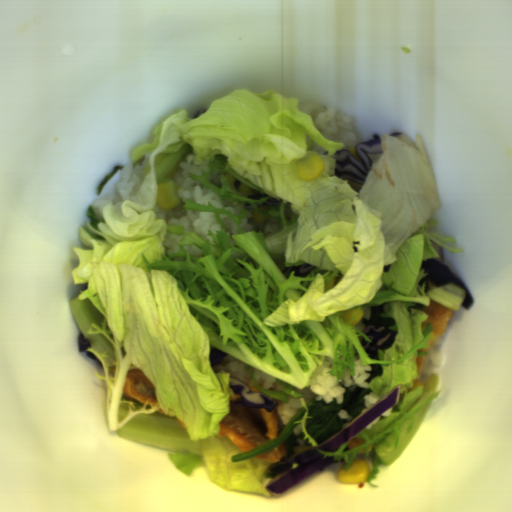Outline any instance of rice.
<instances>
[{"label": "rice", "instance_id": "rice-1", "mask_svg": "<svg viewBox=\"0 0 512 512\" xmlns=\"http://www.w3.org/2000/svg\"><path fill=\"white\" fill-rule=\"evenodd\" d=\"M207 169L208 161L196 160L195 155L186 156V162L179 163V169L174 177L181 204L172 210H162L157 216L159 219H165L168 226L184 227V235L194 232L208 241L212 239L209 231L215 234L216 231H221L222 227L212 211L182 210L187 199L203 205H209L211 202L217 209L225 206L233 214L243 211L245 207L234 201L220 200L219 196L206 189L201 181L189 176H202V171Z\"/></svg>", "mask_w": 512, "mask_h": 512}, {"label": "rice", "instance_id": "rice-2", "mask_svg": "<svg viewBox=\"0 0 512 512\" xmlns=\"http://www.w3.org/2000/svg\"><path fill=\"white\" fill-rule=\"evenodd\" d=\"M354 362L356 364L354 366L355 375H350L348 366L343 379L337 382L336 378L330 374L332 359L325 357L321 366H318L313 372V380L309 384L314 392L313 400L324 401L327 404L335 400L338 404H343L348 388L352 386L371 388V382H367V379L371 375L372 364L363 365L356 352L354 353Z\"/></svg>", "mask_w": 512, "mask_h": 512}, {"label": "rice", "instance_id": "rice-3", "mask_svg": "<svg viewBox=\"0 0 512 512\" xmlns=\"http://www.w3.org/2000/svg\"><path fill=\"white\" fill-rule=\"evenodd\" d=\"M303 113L309 114L314 125L323 137L343 143L341 150H349L359 160L350 118L340 109L332 107H299Z\"/></svg>", "mask_w": 512, "mask_h": 512}, {"label": "rice", "instance_id": "rice-4", "mask_svg": "<svg viewBox=\"0 0 512 512\" xmlns=\"http://www.w3.org/2000/svg\"><path fill=\"white\" fill-rule=\"evenodd\" d=\"M146 177L145 164L134 167L132 160L122 165L121 176L115 185L117 199L99 196L93 200L94 212L97 218H103L105 207L112 203L116 208L121 207L125 200H131L137 196Z\"/></svg>", "mask_w": 512, "mask_h": 512}, {"label": "rice", "instance_id": "rice-5", "mask_svg": "<svg viewBox=\"0 0 512 512\" xmlns=\"http://www.w3.org/2000/svg\"><path fill=\"white\" fill-rule=\"evenodd\" d=\"M212 371L215 372H228L230 377H236L245 383L250 392H261L260 389L253 382L247 365L231 355H226L222 363L211 365Z\"/></svg>", "mask_w": 512, "mask_h": 512}, {"label": "rice", "instance_id": "rice-6", "mask_svg": "<svg viewBox=\"0 0 512 512\" xmlns=\"http://www.w3.org/2000/svg\"><path fill=\"white\" fill-rule=\"evenodd\" d=\"M277 405L275 408L277 423L281 425H287L291 419L302 409V403L299 397L289 396L287 402H283L280 399H272Z\"/></svg>", "mask_w": 512, "mask_h": 512}, {"label": "rice", "instance_id": "rice-7", "mask_svg": "<svg viewBox=\"0 0 512 512\" xmlns=\"http://www.w3.org/2000/svg\"><path fill=\"white\" fill-rule=\"evenodd\" d=\"M249 217H242L239 220L241 230L245 231H262L267 232L270 231V233L277 232L280 230V226L277 224V222L274 220V218H269L268 224H250L248 221Z\"/></svg>", "mask_w": 512, "mask_h": 512}, {"label": "rice", "instance_id": "rice-8", "mask_svg": "<svg viewBox=\"0 0 512 512\" xmlns=\"http://www.w3.org/2000/svg\"><path fill=\"white\" fill-rule=\"evenodd\" d=\"M250 368L252 370V373L254 375L256 382L260 386H262L264 388L273 389V390L283 391L282 385L275 381L276 377L265 374V373L261 372L260 370L253 368L251 366H250Z\"/></svg>", "mask_w": 512, "mask_h": 512}, {"label": "rice", "instance_id": "rice-9", "mask_svg": "<svg viewBox=\"0 0 512 512\" xmlns=\"http://www.w3.org/2000/svg\"><path fill=\"white\" fill-rule=\"evenodd\" d=\"M182 237V234L178 233L167 234L165 236V241L163 245L166 247V255L175 254L176 252H178Z\"/></svg>", "mask_w": 512, "mask_h": 512}, {"label": "rice", "instance_id": "rice-10", "mask_svg": "<svg viewBox=\"0 0 512 512\" xmlns=\"http://www.w3.org/2000/svg\"><path fill=\"white\" fill-rule=\"evenodd\" d=\"M220 218L222 222L227 226L225 227L226 234L231 236L238 233V227L235 221L229 215L225 213H220Z\"/></svg>", "mask_w": 512, "mask_h": 512}, {"label": "rice", "instance_id": "rice-11", "mask_svg": "<svg viewBox=\"0 0 512 512\" xmlns=\"http://www.w3.org/2000/svg\"><path fill=\"white\" fill-rule=\"evenodd\" d=\"M383 399L379 394H374L373 391L371 393H368L364 396V399H363V402L365 404V407L362 411V413L364 411H366L369 407H371L373 404H375L376 402H378L379 400ZM361 413V414H362ZM360 414V415H361Z\"/></svg>", "mask_w": 512, "mask_h": 512}, {"label": "rice", "instance_id": "rice-12", "mask_svg": "<svg viewBox=\"0 0 512 512\" xmlns=\"http://www.w3.org/2000/svg\"><path fill=\"white\" fill-rule=\"evenodd\" d=\"M340 419L342 420L344 426L346 427L350 422H352L357 417L347 413L345 410H340L338 413Z\"/></svg>", "mask_w": 512, "mask_h": 512}, {"label": "rice", "instance_id": "rice-13", "mask_svg": "<svg viewBox=\"0 0 512 512\" xmlns=\"http://www.w3.org/2000/svg\"><path fill=\"white\" fill-rule=\"evenodd\" d=\"M184 249H185L186 251H188L190 255H193V256H195V257H196V256H198V255H200L201 253H203V252H202V250H201V248L196 247V246H194V245H192V244H191V245H188V246H184Z\"/></svg>", "mask_w": 512, "mask_h": 512}, {"label": "rice", "instance_id": "rice-14", "mask_svg": "<svg viewBox=\"0 0 512 512\" xmlns=\"http://www.w3.org/2000/svg\"><path fill=\"white\" fill-rule=\"evenodd\" d=\"M390 414H392V407L390 409H388L387 411H385L383 414H381L378 418H376L373 422H371L368 426H366V430H369L370 428H372L373 426H375L381 418H384L386 416H389Z\"/></svg>", "mask_w": 512, "mask_h": 512}]
</instances>
